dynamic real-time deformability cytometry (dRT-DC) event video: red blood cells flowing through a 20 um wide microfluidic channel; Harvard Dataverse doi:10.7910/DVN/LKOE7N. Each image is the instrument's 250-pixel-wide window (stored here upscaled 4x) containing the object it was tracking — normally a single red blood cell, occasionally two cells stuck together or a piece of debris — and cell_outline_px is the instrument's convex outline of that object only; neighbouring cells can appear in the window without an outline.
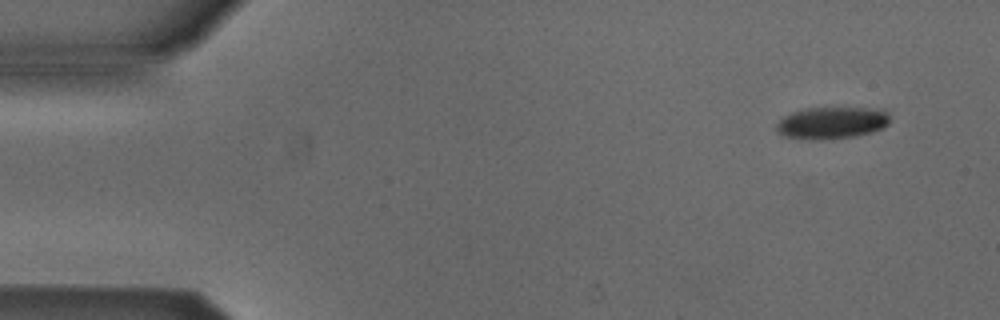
{"species": "Egyptian fruit bat (a non-hibernating species)", "species_latin": "Rousettus aegyptiacus", "temperature_condition": "cold", "stored_images_in_passage": 4, "camera_frame_rate_fps": 3000, "um_per_image_px": 0.085, "animal": {"sex": "male"}, "frame": {"image": 1, "passage_image": 1, "time_ms": 0.0, "image_size_px": [1000, 320], "cell_outline_px": [[888, 124], [872, 132], [856, 136], [784, 136], [776, 132], [776, 124], [784, 116], [792, 112], [804, 108], [884, 108], [888, 112]], "centroid_in_image_um": [70.75, 10.36], "position_along_channel_um": 14.2, "area_um2": 20.11}}
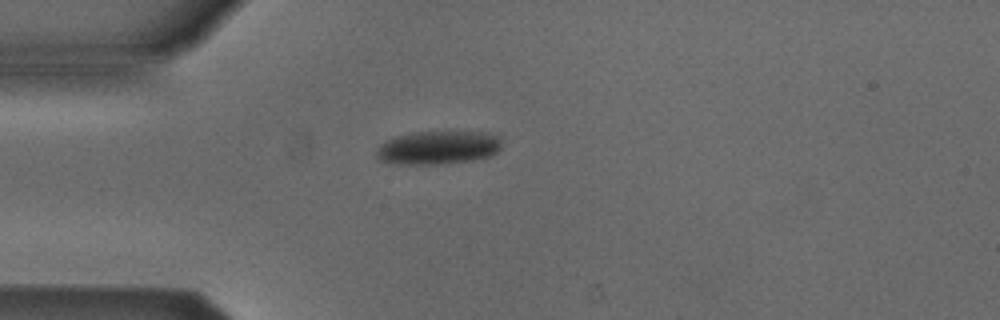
{"frame": {"image": 2, "passage_image": 4, "time_ms": 1.0, "image_size_px": [1000, 320], "cell_outline_px": [[500, 148], [496, 152], [488, 156], [472, 160], [440, 164], [396, 164], [380, 160], [376, 156], [376, 152], [380, 144], [396, 136], [412, 132], [484, 132], [500, 136]], "centroid_in_image_um": [37.22, 12.54], "position_along_channel_um": 47.8, "area_um2": 24.28}}